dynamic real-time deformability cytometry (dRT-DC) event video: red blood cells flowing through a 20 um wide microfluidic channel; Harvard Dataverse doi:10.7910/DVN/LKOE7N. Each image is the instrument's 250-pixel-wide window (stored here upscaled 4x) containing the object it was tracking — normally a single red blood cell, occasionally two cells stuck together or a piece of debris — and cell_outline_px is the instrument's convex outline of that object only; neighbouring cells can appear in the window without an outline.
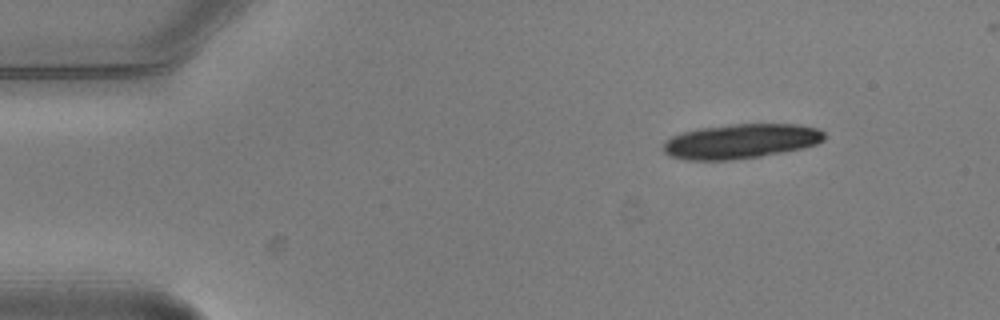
{"species": "common noctule bat (a hibernating species)", "species_latin": "Nyctalus noctula", "temperature_condition": "warm", "stored_images_in_passage": 6, "camera_frame_rate_fps": 3000, "um_per_image_px": 0.085, "animal": {"sex": "male", "body_mass_g": 20.5, "forearm_length_mm": 52.5}, "frame": {"image": 1, "passage_image": 1, "time_ms": 0.0, "image_size_px": [1000, 320], "cell_outline_px": [[824, 140], [816, 144], [784, 152], [760, 156], [732, 160], [684, 160], [668, 156], [664, 152], [664, 140], [672, 136], [684, 132], [700, 128], [732, 124], [800, 124], [820, 128], [824, 132]], "centroid_in_image_um": [62.97, 12.0], "position_along_channel_um": 22.0, "area_um2": 32.66}}